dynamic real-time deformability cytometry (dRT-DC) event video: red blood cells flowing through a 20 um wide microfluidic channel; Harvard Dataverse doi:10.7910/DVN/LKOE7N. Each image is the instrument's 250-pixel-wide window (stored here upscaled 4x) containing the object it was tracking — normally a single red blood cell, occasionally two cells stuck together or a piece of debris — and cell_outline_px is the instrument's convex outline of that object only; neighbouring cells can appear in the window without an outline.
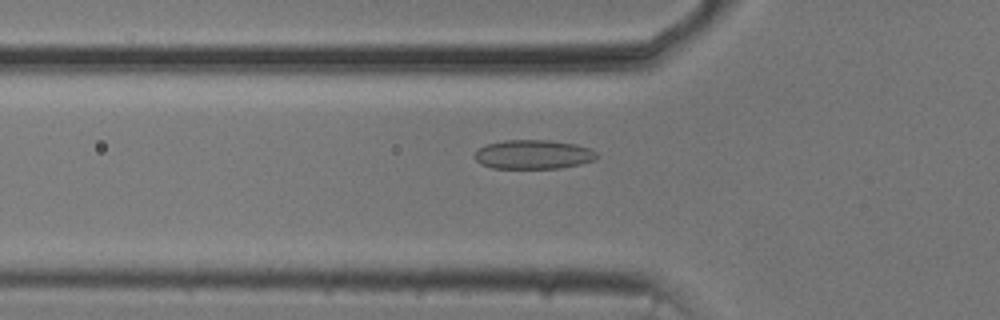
{"species": "common noctule bat (a hibernating species)", "species_latin": "Nyctalus noctula", "temperature_condition": "cold", "stored_images_in_passage": 45, "camera_frame_rate_fps": 3000, "um_per_image_px": 0.085, "animal": {"sex": "male", "body_mass_g": 20.5, "forearm_length_mm": 52.5}, "frame": {"image": 1, "passage_image": 9, "time_ms": 2.667, "image_size_px": [1000, 320], "cell_outline_px": [[600, 156], [596, 160], [580, 164], [560, 168], [492, 168], [480, 164], [472, 156], [484, 144], [504, 140], [548, 140], [576, 144], [592, 148]], "centroid_in_image_um": [45.35, 13.12], "position_along_channel_um": 80.5, "area_um2": 21.04}}
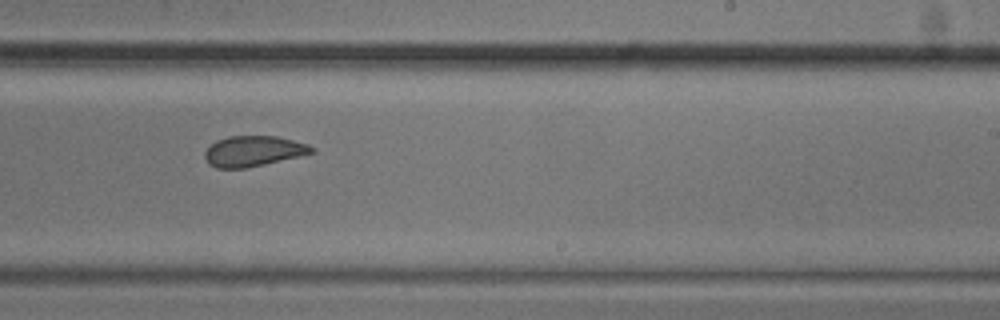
{"frame": {"image": 2, "passage_image": 24, "time_ms": 7.667, "image_size_px": [1000, 320], "cell_outline_px": [[316, 148], [312, 152], [264, 164], [244, 168], [216, 168], [208, 164], [204, 156], [204, 152], [216, 140], [228, 136], [276, 136], [308, 144]], "centroid_in_image_um": [21.48, 12.84], "position_along_channel_um": 267.5, "area_um2": 18.73}}
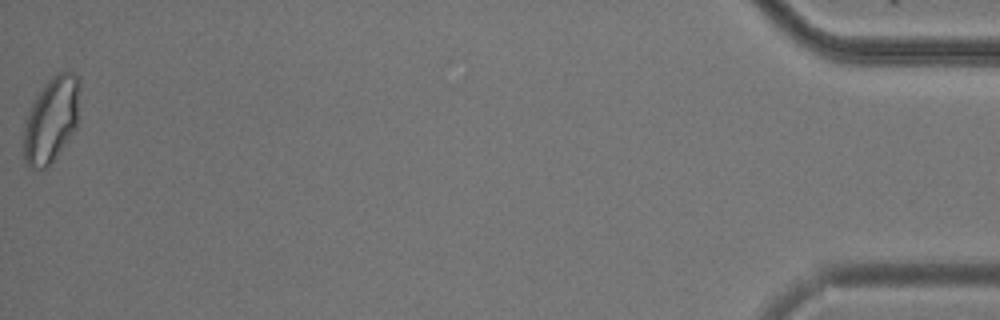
{"frame": {"image": 3, "passage_image": 45, "time_ms": 14.667, "image_size_px": [1000, 320], "cell_outline_px": [[80, 84], [76, 128], [68, 140], [48, 168], [28, 168], [24, 160], [24, 124], [28, 112], [36, 96], [44, 84], [56, 72], [72, 72], [76, 76]], "centroid_in_image_um": [4.35, 10.19], "position_along_channel_um": 430.8, "area_um2": 27.92}, "authors_computed_cell_mechanics": {"area_um2": 20.6346, "velocity_mm_per_s": 3.726, "shape_relaxation_time_tau1_ms": null, "shape_relaxation_time_tau2_ms": 1.7828, "deformation_change_tau1": null, "deformation_change_tau2": 0.0591}}